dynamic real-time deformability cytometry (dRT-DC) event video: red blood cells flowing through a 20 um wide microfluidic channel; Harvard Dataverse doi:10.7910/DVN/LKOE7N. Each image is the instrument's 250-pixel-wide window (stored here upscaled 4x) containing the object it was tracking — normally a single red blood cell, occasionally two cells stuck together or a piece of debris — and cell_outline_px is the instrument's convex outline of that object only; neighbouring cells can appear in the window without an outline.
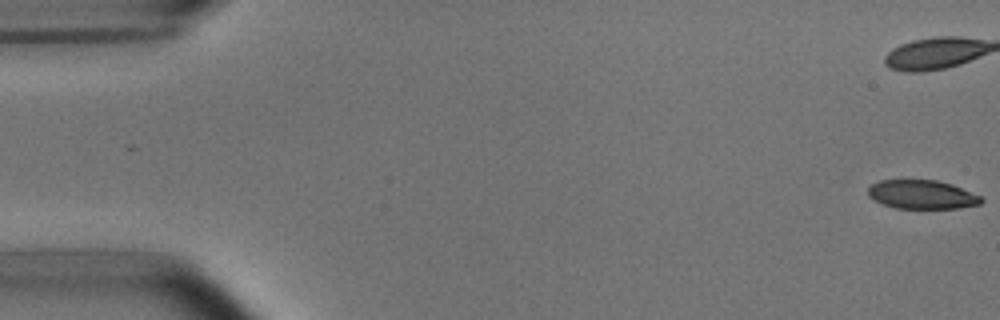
{"species": "common noctule bat (a hibernating species)", "species_latin": "Nyctalus noctula", "temperature_condition": "room temperature", "stored_images_in_passage": 54, "camera_frame_rate_fps": 3000, "um_per_image_px": 0.085, "animal": {"sex": "male", "body_mass_g": 15.6}, "frame": {"image": 1, "passage_image": 1, "time_ms": 0.0, "image_size_px": [1000, 320], "cell_outline_px": [[984, 200], [980, 204], [956, 208], [896, 208], [884, 204], [868, 196], [868, 188], [872, 184], [880, 180], [936, 180], [952, 184], [980, 196]], "centroid_in_image_um": [78.36, 16.53], "position_along_channel_um": 6.6, "area_um2": 18.79}}